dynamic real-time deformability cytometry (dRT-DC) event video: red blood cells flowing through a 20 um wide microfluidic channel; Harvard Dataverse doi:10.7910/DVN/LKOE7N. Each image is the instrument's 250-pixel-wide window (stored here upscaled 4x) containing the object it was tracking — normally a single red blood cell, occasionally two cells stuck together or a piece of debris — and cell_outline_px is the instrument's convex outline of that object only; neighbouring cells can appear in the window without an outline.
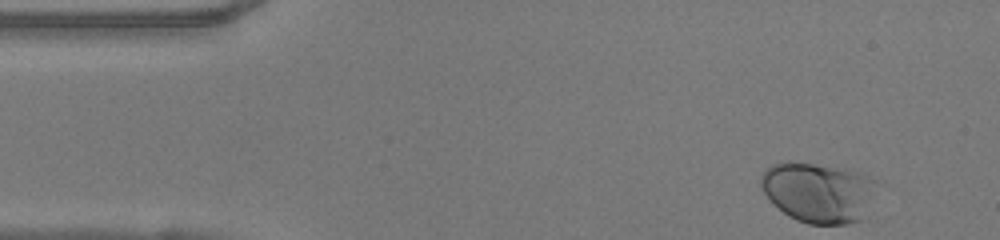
{"species": "human", "species_latin": "Homo sapiens", "temperature_condition": "warm", "stored_images_in_passage": 37, "camera_frame_rate_fps": 3000, "um_per_image_px": 0.085, "donor": {"sex": "female"}, "frame": {"image": 1, "passage_image": 1, "time_ms": 0.0, "image_size_px": [1000, 240], "cell_outline_px": [[864, 188], [860, 220], [848, 224], [808, 224], [796, 220], [788, 216], [764, 192], [760, 184], [760, 176], [772, 164], [788, 160], [812, 164], [844, 172], [856, 176], [864, 180]], "centroid_in_image_um": [69.2, 16.38], "position_along_channel_um": 15.8, "area_um2": 36.76}}
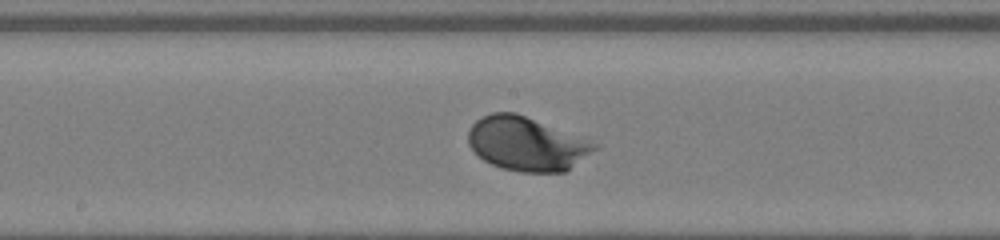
{"frame": {"image": 2, "passage_image": 22, "time_ms": 7.0, "image_size_px": [1000, 240], "cell_outline_px": [[600, 148], [564, 172], [520, 172], [500, 168], [484, 160], [468, 144], [468, 132], [472, 124], [476, 120], [492, 112], [516, 112], [600, 144]], "centroid_in_image_um": [44.79, 12.22], "position_along_channel_um": 203.4, "area_um2": 39.65}}
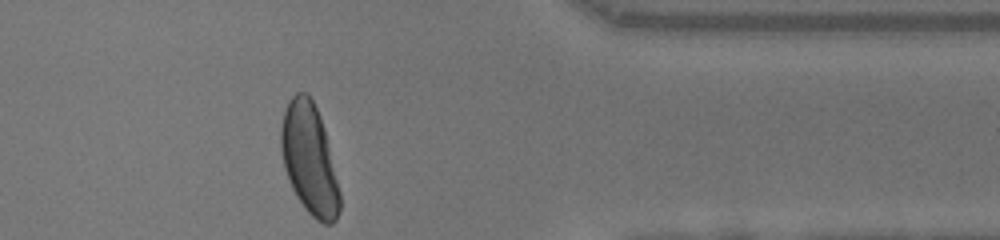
{"frame": {"image": 3, "passage_image": 37, "time_ms": 12.0, "image_size_px": [1000, 240], "cell_outline_px": [[340, 212], [336, 220], [332, 224], [324, 224], [316, 220], [304, 208], [296, 196], [292, 188], [284, 168], [280, 148], [280, 128], [284, 112], [288, 100], [296, 92], [308, 92], [320, 116], [324, 128], [340, 192]], "centroid_in_image_um": [26.28, 13.53], "position_along_channel_um": 385.1, "area_um2": 37.97}, "authors_computed_cell_mechanics": {"area_um2": 37.2232, "velocity_mm_per_s": 4.0431, "shape_relaxation_time_tau1_ms": 1.6934, "shape_relaxation_time_tau2_ms": null, "deformation_change_tau1": 0.1538, "deformation_change_tau2": null}}